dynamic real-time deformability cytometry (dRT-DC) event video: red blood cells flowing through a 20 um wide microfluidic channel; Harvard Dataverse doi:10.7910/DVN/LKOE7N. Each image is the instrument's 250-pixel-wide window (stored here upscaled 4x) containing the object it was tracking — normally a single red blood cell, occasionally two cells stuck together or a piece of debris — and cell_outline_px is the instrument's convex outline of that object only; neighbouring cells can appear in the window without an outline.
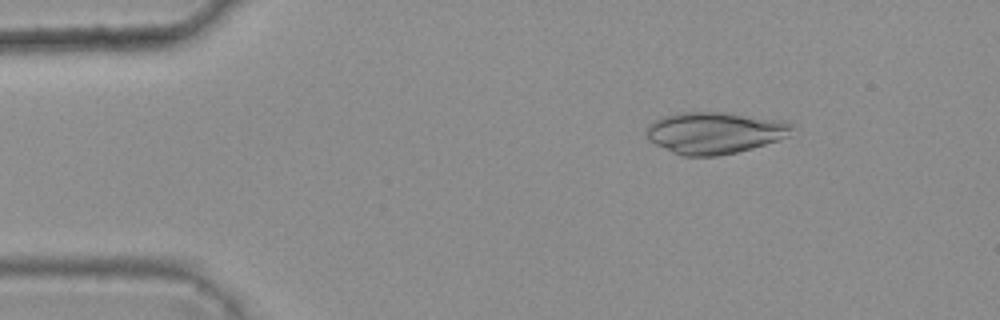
{"species": "common noctule bat (a hibernating species)", "species_latin": "Nyctalus noctula", "temperature_condition": "warm", "stored_images_in_passage": 47, "camera_frame_rate_fps": 3000, "um_per_image_px": 0.085, "animal": {"sex": "female", "body_mass_g": 25.1}, "frame": {"image": 1, "passage_image": 8, "time_ms": 2.333, "image_size_px": [1000, 320], "cell_outline_px": [[792, 128], [788, 136], [752, 148], [736, 152], [716, 156], [680, 156], [648, 140], [644, 132], [648, 124], [652, 120], [664, 116], [680, 112], [720, 112], [788, 120], [792, 124]], "centroid_in_image_um": [60.7, 11.28], "position_along_channel_um": 24.3, "area_um2": 35.55}}
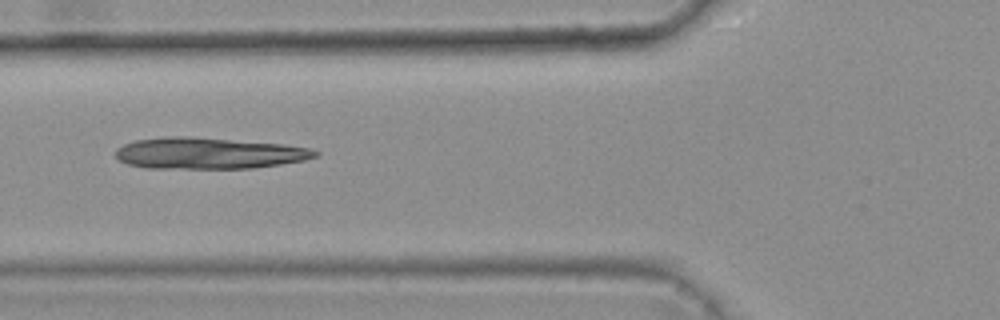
{"frame": {"image": 2, "passage_image": 20, "time_ms": 6.333, "image_size_px": [1000, 320], "cell_outline_px": [[320, 156], [304, 160], [280, 164], [252, 168], [144, 168], [128, 164], [116, 160], [116, 148], [124, 144], [136, 140], [168, 136], [184, 136], [284, 144], [312, 148], [320, 152]], "centroid_in_image_um": [17.74, 13.03], "position_along_channel_um": 108.1, "area_um2": 36.53}}
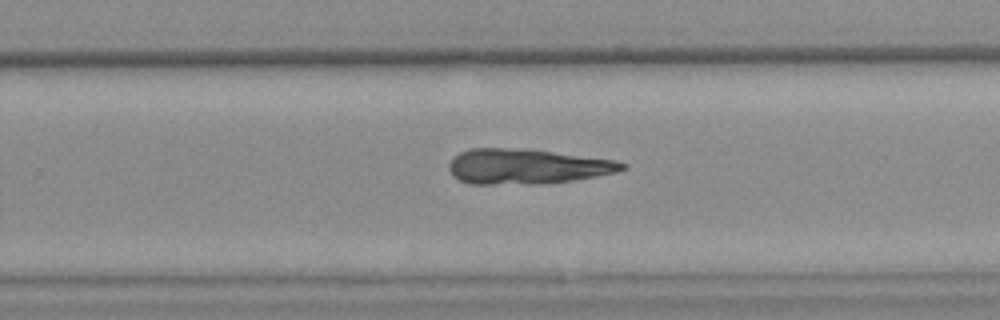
{"frame": {"image": 3, "passage_image": 34, "time_ms": 11.0, "image_size_px": [1000, 320], "cell_outline_px": [[628, 168], [616, 172], [596, 176], [572, 180], [540, 184], [472, 184], [460, 180], [452, 176], [448, 168], [448, 164], [452, 156], [460, 152], [472, 148], [508, 148], [552, 152], [616, 160], [628, 164]], "centroid_in_image_um": [44.75, 14.16], "position_along_channel_um": 285.1, "area_um2": 35.37}}